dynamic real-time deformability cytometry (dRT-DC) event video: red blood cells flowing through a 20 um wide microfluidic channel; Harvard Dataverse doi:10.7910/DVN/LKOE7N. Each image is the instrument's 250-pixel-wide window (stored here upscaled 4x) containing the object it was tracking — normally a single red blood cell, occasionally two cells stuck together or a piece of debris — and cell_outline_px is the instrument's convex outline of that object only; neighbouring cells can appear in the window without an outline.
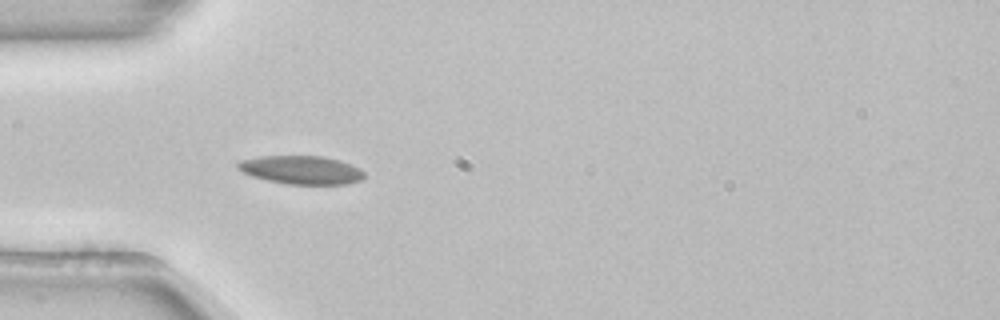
{"species": "common noctule bat (a hibernating species)", "species_latin": "Nyctalus noctula", "temperature_condition": "room temperature", "stored_images_in_passage": 53, "camera_frame_rate_fps": 3000, "um_per_image_px": 0.085, "animal": {"sex": "female", "body_mass_g": 22.7, "forearm_length_mm": 54.2}, "frame": {"image": 1, "passage_image": 16, "time_ms": 5.0, "image_size_px": [1000, 320], "cell_outline_px": [[364, 180], [348, 184], [288, 184], [268, 180], [252, 176], [236, 168], [236, 164], [240, 160], [260, 156], [324, 156], [340, 160], [352, 164], [360, 168], [364, 172]], "centroid_in_image_um": [25.65, 14.44], "position_along_channel_um": 59.3, "area_um2": 21.1}, "authors_computed_cell_mechanics": {"area_um2": 20.3456, "velocity_mm_per_s": 3.8724, "shape_relaxation_time_tau1_ms": null, "shape_relaxation_time_tau2_ms": 5.1197, "deformation_change_tau1": null, "deformation_change_tau2": 0.1046}}